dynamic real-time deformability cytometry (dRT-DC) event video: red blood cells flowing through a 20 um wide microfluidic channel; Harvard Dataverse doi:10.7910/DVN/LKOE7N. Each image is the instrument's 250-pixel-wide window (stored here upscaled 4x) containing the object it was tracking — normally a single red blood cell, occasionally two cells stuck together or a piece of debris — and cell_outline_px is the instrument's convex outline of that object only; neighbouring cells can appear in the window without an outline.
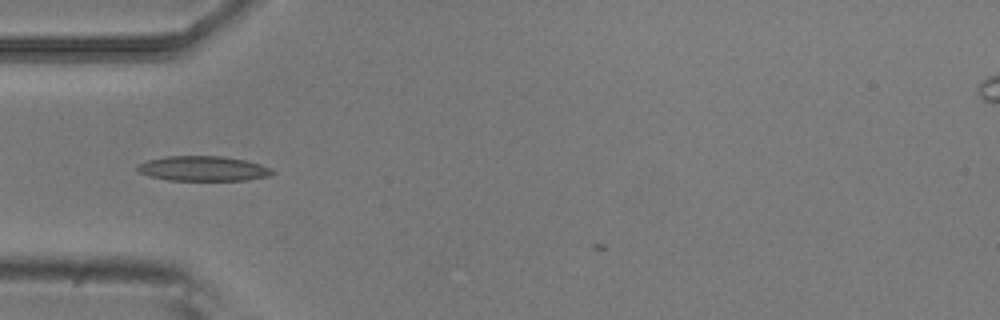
{"species": "common noctule bat (a hibernating species)", "species_latin": "Nyctalus noctula", "temperature_condition": "room temperature", "stored_images_in_passage": 6, "camera_frame_rate_fps": 3000, "um_per_image_px": 0.085, "animal": {"sex": "male", "body_mass_g": 20.5, "forearm_length_mm": 52.5}, "frame": {"image": 1, "passage_image": 5, "time_ms": 1.333, "image_size_px": [1000, 320], "cell_outline_px": [[276, 172], [268, 176], [248, 180], [168, 180], [136, 172], [136, 164], [148, 160], [168, 156], [220, 156], [244, 160], [260, 164]], "centroid_in_image_um": [17.22, 14.33], "position_along_channel_um": 67.8, "area_um2": 19.48}}